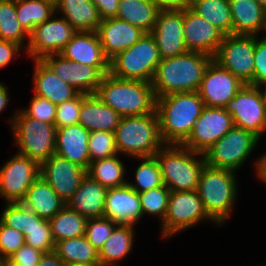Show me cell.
<instances>
[{
  "mask_svg": "<svg viewBox=\"0 0 266 266\" xmlns=\"http://www.w3.org/2000/svg\"><path fill=\"white\" fill-rule=\"evenodd\" d=\"M212 60L210 55L192 51L161 59L151 82L155 97L198 91Z\"/></svg>",
  "mask_w": 266,
  "mask_h": 266,
  "instance_id": "6da1fadb",
  "label": "cell"
},
{
  "mask_svg": "<svg viewBox=\"0 0 266 266\" xmlns=\"http://www.w3.org/2000/svg\"><path fill=\"white\" fill-rule=\"evenodd\" d=\"M204 107L197 91L156 98L155 110L163 142L181 145L189 137Z\"/></svg>",
  "mask_w": 266,
  "mask_h": 266,
  "instance_id": "7a4b0ae2",
  "label": "cell"
},
{
  "mask_svg": "<svg viewBox=\"0 0 266 266\" xmlns=\"http://www.w3.org/2000/svg\"><path fill=\"white\" fill-rule=\"evenodd\" d=\"M96 95L121 117L151 114L156 109V97L151 82L124 80L104 75Z\"/></svg>",
  "mask_w": 266,
  "mask_h": 266,
  "instance_id": "3957f363",
  "label": "cell"
},
{
  "mask_svg": "<svg viewBox=\"0 0 266 266\" xmlns=\"http://www.w3.org/2000/svg\"><path fill=\"white\" fill-rule=\"evenodd\" d=\"M237 183L235 171L229 169L205 164L200 173L197 192L208 216L219 226L231 217L238 194Z\"/></svg>",
  "mask_w": 266,
  "mask_h": 266,
  "instance_id": "277c9868",
  "label": "cell"
},
{
  "mask_svg": "<svg viewBox=\"0 0 266 266\" xmlns=\"http://www.w3.org/2000/svg\"><path fill=\"white\" fill-rule=\"evenodd\" d=\"M114 135L118 154L135 159L154 156L165 145L156 110L142 116L121 117Z\"/></svg>",
  "mask_w": 266,
  "mask_h": 266,
  "instance_id": "5b68a950",
  "label": "cell"
},
{
  "mask_svg": "<svg viewBox=\"0 0 266 266\" xmlns=\"http://www.w3.org/2000/svg\"><path fill=\"white\" fill-rule=\"evenodd\" d=\"M154 156L161 169L163 184L170 191L197 190L200 173L206 164L204 154L182 145L165 144Z\"/></svg>",
  "mask_w": 266,
  "mask_h": 266,
  "instance_id": "8992f818",
  "label": "cell"
},
{
  "mask_svg": "<svg viewBox=\"0 0 266 266\" xmlns=\"http://www.w3.org/2000/svg\"><path fill=\"white\" fill-rule=\"evenodd\" d=\"M18 153L41 164L55 154L57 129L53 124L29 117L22 109L9 118Z\"/></svg>",
  "mask_w": 266,
  "mask_h": 266,
  "instance_id": "52a82bcc",
  "label": "cell"
},
{
  "mask_svg": "<svg viewBox=\"0 0 266 266\" xmlns=\"http://www.w3.org/2000/svg\"><path fill=\"white\" fill-rule=\"evenodd\" d=\"M161 58L151 33L109 61V73L119 79L152 82Z\"/></svg>",
  "mask_w": 266,
  "mask_h": 266,
  "instance_id": "ba28073f",
  "label": "cell"
},
{
  "mask_svg": "<svg viewBox=\"0 0 266 266\" xmlns=\"http://www.w3.org/2000/svg\"><path fill=\"white\" fill-rule=\"evenodd\" d=\"M259 140L253 132L234 126L204 153L206 164L236 172L250 157Z\"/></svg>",
  "mask_w": 266,
  "mask_h": 266,
  "instance_id": "9c48e42d",
  "label": "cell"
},
{
  "mask_svg": "<svg viewBox=\"0 0 266 266\" xmlns=\"http://www.w3.org/2000/svg\"><path fill=\"white\" fill-rule=\"evenodd\" d=\"M203 220L215 223L205 211L197 190L171 191L168 210L161 226V236L165 239L173 237Z\"/></svg>",
  "mask_w": 266,
  "mask_h": 266,
  "instance_id": "30bf717a",
  "label": "cell"
},
{
  "mask_svg": "<svg viewBox=\"0 0 266 266\" xmlns=\"http://www.w3.org/2000/svg\"><path fill=\"white\" fill-rule=\"evenodd\" d=\"M257 35H226L213 60L243 83L253 86Z\"/></svg>",
  "mask_w": 266,
  "mask_h": 266,
  "instance_id": "8fae6325",
  "label": "cell"
},
{
  "mask_svg": "<svg viewBox=\"0 0 266 266\" xmlns=\"http://www.w3.org/2000/svg\"><path fill=\"white\" fill-rule=\"evenodd\" d=\"M235 127L249 130L259 138L266 131V107L261 91L256 86L245 84L225 106Z\"/></svg>",
  "mask_w": 266,
  "mask_h": 266,
  "instance_id": "7c38bea8",
  "label": "cell"
},
{
  "mask_svg": "<svg viewBox=\"0 0 266 266\" xmlns=\"http://www.w3.org/2000/svg\"><path fill=\"white\" fill-rule=\"evenodd\" d=\"M39 176L40 164L16 152L0 167V196L6 199V203L21 202Z\"/></svg>",
  "mask_w": 266,
  "mask_h": 266,
  "instance_id": "4fadbf2b",
  "label": "cell"
},
{
  "mask_svg": "<svg viewBox=\"0 0 266 266\" xmlns=\"http://www.w3.org/2000/svg\"><path fill=\"white\" fill-rule=\"evenodd\" d=\"M77 31L63 17L52 16L29 33L25 53L32 60H41L50 54H59Z\"/></svg>",
  "mask_w": 266,
  "mask_h": 266,
  "instance_id": "5bb4252c",
  "label": "cell"
},
{
  "mask_svg": "<svg viewBox=\"0 0 266 266\" xmlns=\"http://www.w3.org/2000/svg\"><path fill=\"white\" fill-rule=\"evenodd\" d=\"M233 127V118L225 108L205 106L189 137L181 145L204 154Z\"/></svg>",
  "mask_w": 266,
  "mask_h": 266,
  "instance_id": "9a60e30c",
  "label": "cell"
},
{
  "mask_svg": "<svg viewBox=\"0 0 266 266\" xmlns=\"http://www.w3.org/2000/svg\"><path fill=\"white\" fill-rule=\"evenodd\" d=\"M244 85L238 77L212 60L205 70L197 92L205 106L225 108L228 101L234 98Z\"/></svg>",
  "mask_w": 266,
  "mask_h": 266,
  "instance_id": "2e32d148",
  "label": "cell"
},
{
  "mask_svg": "<svg viewBox=\"0 0 266 266\" xmlns=\"http://www.w3.org/2000/svg\"><path fill=\"white\" fill-rule=\"evenodd\" d=\"M61 80L82 94H96L104 75L96 68L68 60L60 54L41 59Z\"/></svg>",
  "mask_w": 266,
  "mask_h": 266,
  "instance_id": "e0dca14e",
  "label": "cell"
},
{
  "mask_svg": "<svg viewBox=\"0 0 266 266\" xmlns=\"http://www.w3.org/2000/svg\"><path fill=\"white\" fill-rule=\"evenodd\" d=\"M85 175L84 168L57 154L40 164V176L65 203L73 197Z\"/></svg>",
  "mask_w": 266,
  "mask_h": 266,
  "instance_id": "ac0fdd59",
  "label": "cell"
},
{
  "mask_svg": "<svg viewBox=\"0 0 266 266\" xmlns=\"http://www.w3.org/2000/svg\"><path fill=\"white\" fill-rule=\"evenodd\" d=\"M183 35L188 51L215 56L224 34L191 8L183 10Z\"/></svg>",
  "mask_w": 266,
  "mask_h": 266,
  "instance_id": "d6986e66",
  "label": "cell"
},
{
  "mask_svg": "<svg viewBox=\"0 0 266 266\" xmlns=\"http://www.w3.org/2000/svg\"><path fill=\"white\" fill-rule=\"evenodd\" d=\"M151 34L161 59L188 52L183 35V10L159 11Z\"/></svg>",
  "mask_w": 266,
  "mask_h": 266,
  "instance_id": "ffe728a7",
  "label": "cell"
},
{
  "mask_svg": "<svg viewBox=\"0 0 266 266\" xmlns=\"http://www.w3.org/2000/svg\"><path fill=\"white\" fill-rule=\"evenodd\" d=\"M103 217L109 218L116 225L135 226L143 218L139 193L128 184L109 188Z\"/></svg>",
  "mask_w": 266,
  "mask_h": 266,
  "instance_id": "44dd1931",
  "label": "cell"
},
{
  "mask_svg": "<svg viewBox=\"0 0 266 266\" xmlns=\"http://www.w3.org/2000/svg\"><path fill=\"white\" fill-rule=\"evenodd\" d=\"M59 54L79 64L96 67L103 75L109 73V60L96 31H77Z\"/></svg>",
  "mask_w": 266,
  "mask_h": 266,
  "instance_id": "7402d4cb",
  "label": "cell"
},
{
  "mask_svg": "<svg viewBox=\"0 0 266 266\" xmlns=\"http://www.w3.org/2000/svg\"><path fill=\"white\" fill-rule=\"evenodd\" d=\"M96 32L109 61L133 46L145 34L140 28L115 17L101 20Z\"/></svg>",
  "mask_w": 266,
  "mask_h": 266,
  "instance_id": "603a6c76",
  "label": "cell"
},
{
  "mask_svg": "<svg viewBox=\"0 0 266 266\" xmlns=\"http://www.w3.org/2000/svg\"><path fill=\"white\" fill-rule=\"evenodd\" d=\"M89 136L90 132L79 123L57 128L55 154L87 170L90 164Z\"/></svg>",
  "mask_w": 266,
  "mask_h": 266,
  "instance_id": "cb8c5ba5",
  "label": "cell"
},
{
  "mask_svg": "<svg viewBox=\"0 0 266 266\" xmlns=\"http://www.w3.org/2000/svg\"><path fill=\"white\" fill-rule=\"evenodd\" d=\"M121 115L106 105L96 94H82V107L78 123L89 132H113L119 125Z\"/></svg>",
  "mask_w": 266,
  "mask_h": 266,
  "instance_id": "d4e9b609",
  "label": "cell"
},
{
  "mask_svg": "<svg viewBox=\"0 0 266 266\" xmlns=\"http://www.w3.org/2000/svg\"><path fill=\"white\" fill-rule=\"evenodd\" d=\"M107 190L86 174L66 205L87 219L103 217Z\"/></svg>",
  "mask_w": 266,
  "mask_h": 266,
  "instance_id": "484cf974",
  "label": "cell"
},
{
  "mask_svg": "<svg viewBox=\"0 0 266 266\" xmlns=\"http://www.w3.org/2000/svg\"><path fill=\"white\" fill-rule=\"evenodd\" d=\"M33 63H35L32 75L35 95L48 99L55 105H59L74 98L79 93L56 76L42 60H34Z\"/></svg>",
  "mask_w": 266,
  "mask_h": 266,
  "instance_id": "4316f807",
  "label": "cell"
},
{
  "mask_svg": "<svg viewBox=\"0 0 266 266\" xmlns=\"http://www.w3.org/2000/svg\"><path fill=\"white\" fill-rule=\"evenodd\" d=\"M229 5L233 35L266 34V9L255 0H229Z\"/></svg>",
  "mask_w": 266,
  "mask_h": 266,
  "instance_id": "83f0119b",
  "label": "cell"
},
{
  "mask_svg": "<svg viewBox=\"0 0 266 266\" xmlns=\"http://www.w3.org/2000/svg\"><path fill=\"white\" fill-rule=\"evenodd\" d=\"M21 203L45 220L53 218L66 205L41 176L28 188Z\"/></svg>",
  "mask_w": 266,
  "mask_h": 266,
  "instance_id": "f1b7e54d",
  "label": "cell"
},
{
  "mask_svg": "<svg viewBox=\"0 0 266 266\" xmlns=\"http://www.w3.org/2000/svg\"><path fill=\"white\" fill-rule=\"evenodd\" d=\"M55 8L56 15L62 13L61 17L76 31H97L101 23L97 7L92 0H60Z\"/></svg>",
  "mask_w": 266,
  "mask_h": 266,
  "instance_id": "f546056e",
  "label": "cell"
},
{
  "mask_svg": "<svg viewBox=\"0 0 266 266\" xmlns=\"http://www.w3.org/2000/svg\"><path fill=\"white\" fill-rule=\"evenodd\" d=\"M159 11L152 0H119L115 18L127 21L145 33H151Z\"/></svg>",
  "mask_w": 266,
  "mask_h": 266,
  "instance_id": "4dcf8cb0",
  "label": "cell"
},
{
  "mask_svg": "<svg viewBox=\"0 0 266 266\" xmlns=\"http://www.w3.org/2000/svg\"><path fill=\"white\" fill-rule=\"evenodd\" d=\"M134 226L117 225L99 252L102 266H116L131 252L134 245Z\"/></svg>",
  "mask_w": 266,
  "mask_h": 266,
  "instance_id": "1f68e13d",
  "label": "cell"
},
{
  "mask_svg": "<svg viewBox=\"0 0 266 266\" xmlns=\"http://www.w3.org/2000/svg\"><path fill=\"white\" fill-rule=\"evenodd\" d=\"M119 155L110 156L90 162L86 174L98 181L105 188H116L128 183L125 178V164L119 159Z\"/></svg>",
  "mask_w": 266,
  "mask_h": 266,
  "instance_id": "d6a6232c",
  "label": "cell"
},
{
  "mask_svg": "<svg viewBox=\"0 0 266 266\" xmlns=\"http://www.w3.org/2000/svg\"><path fill=\"white\" fill-rule=\"evenodd\" d=\"M87 218L65 205L49 220L54 242L85 235Z\"/></svg>",
  "mask_w": 266,
  "mask_h": 266,
  "instance_id": "836d02e7",
  "label": "cell"
},
{
  "mask_svg": "<svg viewBox=\"0 0 266 266\" xmlns=\"http://www.w3.org/2000/svg\"><path fill=\"white\" fill-rule=\"evenodd\" d=\"M225 36L232 34V16L229 0H191V7Z\"/></svg>",
  "mask_w": 266,
  "mask_h": 266,
  "instance_id": "e575fe53",
  "label": "cell"
},
{
  "mask_svg": "<svg viewBox=\"0 0 266 266\" xmlns=\"http://www.w3.org/2000/svg\"><path fill=\"white\" fill-rule=\"evenodd\" d=\"M54 252L64 264L100 263L98 251L89 243L85 235L56 242Z\"/></svg>",
  "mask_w": 266,
  "mask_h": 266,
  "instance_id": "d590c367",
  "label": "cell"
},
{
  "mask_svg": "<svg viewBox=\"0 0 266 266\" xmlns=\"http://www.w3.org/2000/svg\"><path fill=\"white\" fill-rule=\"evenodd\" d=\"M17 19L29 34L36 26L56 14L53 4L43 0H16Z\"/></svg>",
  "mask_w": 266,
  "mask_h": 266,
  "instance_id": "8d00e7d4",
  "label": "cell"
},
{
  "mask_svg": "<svg viewBox=\"0 0 266 266\" xmlns=\"http://www.w3.org/2000/svg\"><path fill=\"white\" fill-rule=\"evenodd\" d=\"M0 40L12 41L21 47L29 40V34L17 19L16 0H0Z\"/></svg>",
  "mask_w": 266,
  "mask_h": 266,
  "instance_id": "74e56055",
  "label": "cell"
},
{
  "mask_svg": "<svg viewBox=\"0 0 266 266\" xmlns=\"http://www.w3.org/2000/svg\"><path fill=\"white\" fill-rule=\"evenodd\" d=\"M142 160L135 169V181L127 184L136 192L141 193L163 186L162 174L155 156L137 158Z\"/></svg>",
  "mask_w": 266,
  "mask_h": 266,
  "instance_id": "f35d334b",
  "label": "cell"
},
{
  "mask_svg": "<svg viewBox=\"0 0 266 266\" xmlns=\"http://www.w3.org/2000/svg\"><path fill=\"white\" fill-rule=\"evenodd\" d=\"M26 245L43 252H53L55 242L51 235V226L49 220L40 218L32 212L29 217V225L25 235Z\"/></svg>",
  "mask_w": 266,
  "mask_h": 266,
  "instance_id": "ab89813d",
  "label": "cell"
},
{
  "mask_svg": "<svg viewBox=\"0 0 266 266\" xmlns=\"http://www.w3.org/2000/svg\"><path fill=\"white\" fill-rule=\"evenodd\" d=\"M170 189L166 186H160L148 191L139 193L140 204L142 207V214L155 215L163 222L167 210Z\"/></svg>",
  "mask_w": 266,
  "mask_h": 266,
  "instance_id": "60d3db41",
  "label": "cell"
},
{
  "mask_svg": "<svg viewBox=\"0 0 266 266\" xmlns=\"http://www.w3.org/2000/svg\"><path fill=\"white\" fill-rule=\"evenodd\" d=\"M90 162L118 154L115 135L113 132H90L88 140Z\"/></svg>",
  "mask_w": 266,
  "mask_h": 266,
  "instance_id": "b9f144b4",
  "label": "cell"
},
{
  "mask_svg": "<svg viewBox=\"0 0 266 266\" xmlns=\"http://www.w3.org/2000/svg\"><path fill=\"white\" fill-rule=\"evenodd\" d=\"M116 226L109 218H90L86 223L85 237L99 253Z\"/></svg>",
  "mask_w": 266,
  "mask_h": 266,
  "instance_id": "7bdbcfd3",
  "label": "cell"
},
{
  "mask_svg": "<svg viewBox=\"0 0 266 266\" xmlns=\"http://www.w3.org/2000/svg\"><path fill=\"white\" fill-rule=\"evenodd\" d=\"M32 213L21 202L6 203L4 210L0 215V220L9 227L16 229L26 235V230L29 225V217Z\"/></svg>",
  "mask_w": 266,
  "mask_h": 266,
  "instance_id": "ee69618b",
  "label": "cell"
},
{
  "mask_svg": "<svg viewBox=\"0 0 266 266\" xmlns=\"http://www.w3.org/2000/svg\"><path fill=\"white\" fill-rule=\"evenodd\" d=\"M81 107L82 93H78L74 98L57 105L54 123L56 129L78 124Z\"/></svg>",
  "mask_w": 266,
  "mask_h": 266,
  "instance_id": "f6af8a7d",
  "label": "cell"
},
{
  "mask_svg": "<svg viewBox=\"0 0 266 266\" xmlns=\"http://www.w3.org/2000/svg\"><path fill=\"white\" fill-rule=\"evenodd\" d=\"M25 235L22 232L6 226L0 220V258L8 259L23 245H25Z\"/></svg>",
  "mask_w": 266,
  "mask_h": 266,
  "instance_id": "bcb514c9",
  "label": "cell"
},
{
  "mask_svg": "<svg viewBox=\"0 0 266 266\" xmlns=\"http://www.w3.org/2000/svg\"><path fill=\"white\" fill-rule=\"evenodd\" d=\"M56 108L57 105L53 104L48 99L34 94L29 107H27L26 109L23 108L22 110L29 117L54 125Z\"/></svg>",
  "mask_w": 266,
  "mask_h": 266,
  "instance_id": "7dc6e473",
  "label": "cell"
},
{
  "mask_svg": "<svg viewBox=\"0 0 266 266\" xmlns=\"http://www.w3.org/2000/svg\"><path fill=\"white\" fill-rule=\"evenodd\" d=\"M266 82V35L262 38H256V47L254 52V74L253 86Z\"/></svg>",
  "mask_w": 266,
  "mask_h": 266,
  "instance_id": "c3c4849f",
  "label": "cell"
},
{
  "mask_svg": "<svg viewBox=\"0 0 266 266\" xmlns=\"http://www.w3.org/2000/svg\"><path fill=\"white\" fill-rule=\"evenodd\" d=\"M43 254V252L25 244L8 260L17 266H37Z\"/></svg>",
  "mask_w": 266,
  "mask_h": 266,
  "instance_id": "681fc988",
  "label": "cell"
},
{
  "mask_svg": "<svg viewBox=\"0 0 266 266\" xmlns=\"http://www.w3.org/2000/svg\"><path fill=\"white\" fill-rule=\"evenodd\" d=\"M23 49L19 44L12 41L0 40V68H4L12 62L14 56H18Z\"/></svg>",
  "mask_w": 266,
  "mask_h": 266,
  "instance_id": "f907efd6",
  "label": "cell"
},
{
  "mask_svg": "<svg viewBox=\"0 0 266 266\" xmlns=\"http://www.w3.org/2000/svg\"><path fill=\"white\" fill-rule=\"evenodd\" d=\"M101 20L116 17L119 0H92Z\"/></svg>",
  "mask_w": 266,
  "mask_h": 266,
  "instance_id": "816d5d0a",
  "label": "cell"
},
{
  "mask_svg": "<svg viewBox=\"0 0 266 266\" xmlns=\"http://www.w3.org/2000/svg\"><path fill=\"white\" fill-rule=\"evenodd\" d=\"M160 11L184 10L191 7V0H152Z\"/></svg>",
  "mask_w": 266,
  "mask_h": 266,
  "instance_id": "f5cc1de1",
  "label": "cell"
},
{
  "mask_svg": "<svg viewBox=\"0 0 266 266\" xmlns=\"http://www.w3.org/2000/svg\"><path fill=\"white\" fill-rule=\"evenodd\" d=\"M65 264L59 258V256L53 251L44 253L37 266H64Z\"/></svg>",
  "mask_w": 266,
  "mask_h": 266,
  "instance_id": "db71d44e",
  "label": "cell"
},
{
  "mask_svg": "<svg viewBox=\"0 0 266 266\" xmlns=\"http://www.w3.org/2000/svg\"><path fill=\"white\" fill-rule=\"evenodd\" d=\"M255 169H256V176L258 179L261 180L264 184H266V153L263 154L262 156L255 161Z\"/></svg>",
  "mask_w": 266,
  "mask_h": 266,
  "instance_id": "11a10c76",
  "label": "cell"
},
{
  "mask_svg": "<svg viewBox=\"0 0 266 266\" xmlns=\"http://www.w3.org/2000/svg\"><path fill=\"white\" fill-rule=\"evenodd\" d=\"M9 102V91L5 84L0 82V113L4 111Z\"/></svg>",
  "mask_w": 266,
  "mask_h": 266,
  "instance_id": "9f6ffc18",
  "label": "cell"
},
{
  "mask_svg": "<svg viewBox=\"0 0 266 266\" xmlns=\"http://www.w3.org/2000/svg\"><path fill=\"white\" fill-rule=\"evenodd\" d=\"M64 266H102L100 263H70V264H65Z\"/></svg>",
  "mask_w": 266,
  "mask_h": 266,
  "instance_id": "6f0895ef",
  "label": "cell"
},
{
  "mask_svg": "<svg viewBox=\"0 0 266 266\" xmlns=\"http://www.w3.org/2000/svg\"><path fill=\"white\" fill-rule=\"evenodd\" d=\"M264 86V87H263ZM258 88L261 91L262 97H263V101H264V105L266 107V82L259 85ZM263 88V89H262Z\"/></svg>",
  "mask_w": 266,
  "mask_h": 266,
  "instance_id": "680465c9",
  "label": "cell"
},
{
  "mask_svg": "<svg viewBox=\"0 0 266 266\" xmlns=\"http://www.w3.org/2000/svg\"><path fill=\"white\" fill-rule=\"evenodd\" d=\"M1 266H17V265H14L8 259H4Z\"/></svg>",
  "mask_w": 266,
  "mask_h": 266,
  "instance_id": "91938a15",
  "label": "cell"
},
{
  "mask_svg": "<svg viewBox=\"0 0 266 266\" xmlns=\"http://www.w3.org/2000/svg\"><path fill=\"white\" fill-rule=\"evenodd\" d=\"M259 5L266 9V0H255Z\"/></svg>",
  "mask_w": 266,
  "mask_h": 266,
  "instance_id": "94428289",
  "label": "cell"
},
{
  "mask_svg": "<svg viewBox=\"0 0 266 266\" xmlns=\"http://www.w3.org/2000/svg\"><path fill=\"white\" fill-rule=\"evenodd\" d=\"M43 1L49 2V3L53 4L54 6H56L60 0H43Z\"/></svg>",
  "mask_w": 266,
  "mask_h": 266,
  "instance_id": "6125c7cd",
  "label": "cell"
},
{
  "mask_svg": "<svg viewBox=\"0 0 266 266\" xmlns=\"http://www.w3.org/2000/svg\"><path fill=\"white\" fill-rule=\"evenodd\" d=\"M2 262H3V259L0 258V266H1Z\"/></svg>",
  "mask_w": 266,
  "mask_h": 266,
  "instance_id": "be15d7a7",
  "label": "cell"
}]
</instances>
